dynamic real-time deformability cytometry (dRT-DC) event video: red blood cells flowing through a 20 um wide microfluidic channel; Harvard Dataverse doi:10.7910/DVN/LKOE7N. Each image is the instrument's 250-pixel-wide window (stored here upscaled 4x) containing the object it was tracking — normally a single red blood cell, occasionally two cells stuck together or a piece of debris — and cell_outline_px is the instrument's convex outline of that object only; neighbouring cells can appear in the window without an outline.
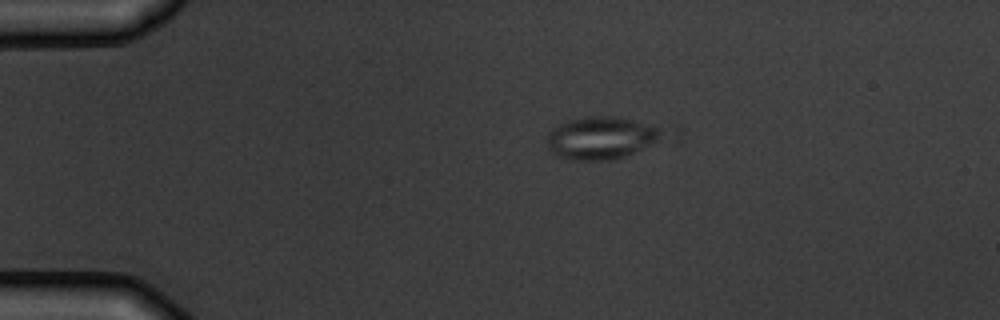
{"species": "common noctule bat (a hibernating species)", "species_latin": "Nyctalus noctula", "temperature_condition": "warm", "stored_images_in_passage": 3, "camera_frame_rate_fps": 3000, "um_per_image_px": 0.085, "animal": {"sex": "male", "body_mass_g": 19.5, "forearm_length_mm": 54.6}, "frame": {"image": 1, "passage_image": 3, "time_ms": 3.333, "image_size_px": [1000, 320], "cell_outline_px": [[656, 140], [624, 156], [612, 160], [572, 160], [556, 156], [552, 152], [548, 144], [548, 132], [552, 128], [568, 120], [584, 116], [620, 116], [656, 128]], "centroid_in_image_um": [50.92, 11.72], "position_along_channel_um": 34.1, "area_um2": 27.51}}